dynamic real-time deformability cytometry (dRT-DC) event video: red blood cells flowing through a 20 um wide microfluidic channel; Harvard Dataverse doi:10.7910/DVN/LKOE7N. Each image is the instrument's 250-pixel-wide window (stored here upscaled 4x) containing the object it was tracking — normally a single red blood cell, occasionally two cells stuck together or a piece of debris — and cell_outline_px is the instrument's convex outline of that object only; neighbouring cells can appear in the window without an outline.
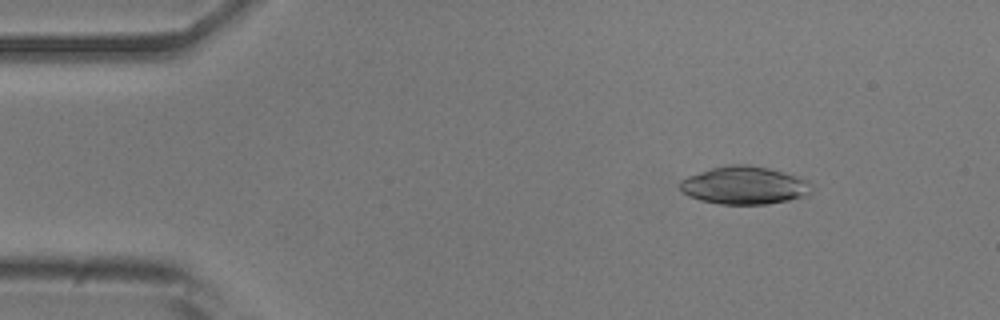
{"species": "common noctule bat (a hibernating species)", "species_latin": "Nyctalus noctula", "temperature_condition": "room temperature", "stored_images_in_passage": 51, "camera_frame_rate_fps": 3000, "um_per_image_px": 0.085, "animal": {"sex": "male", "body_mass_g": 20.5, "forearm_length_mm": 52.5}, "frame": {"image": 1, "passage_image": 7, "time_ms": 2.0, "image_size_px": [1000, 320], "cell_outline_px": [[812, 192], [808, 196], [768, 204], [720, 204], [700, 200], [688, 196], [680, 188], [680, 180], [688, 176], [712, 168], [728, 164], [748, 164], [768, 168], [784, 172], [808, 180], [812, 188]], "centroid_in_image_um": [63.3, 15.76], "position_along_channel_um": 21.7, "area_um2": 29.13}}
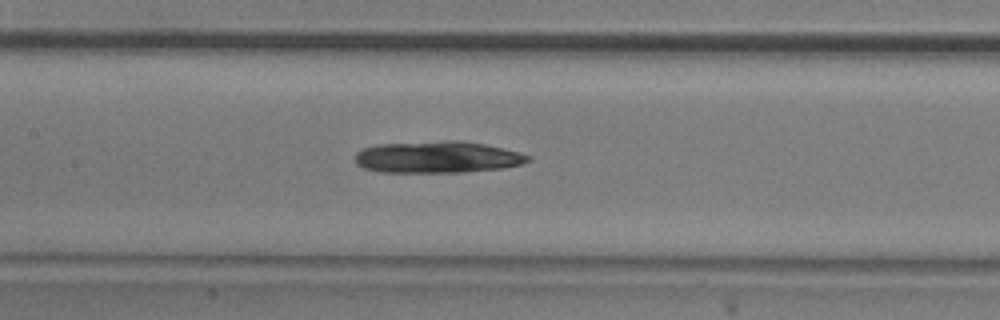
{"frame": {"image": 2, "passage_image": 24, "time_ms": 7.667, "image_size_px": [1000, 320], "cell_outline_px": [[532, 160], [520, 164], [500, 168], [464, 172], [380, 172], [364, 168], [356, 164], [356, 152], [364, 148], [376, 144], [456, 140], [484, 144], [520, 152], [532, 156]], "centroid_in_image_um": [37.18, 13.35], "position_along_channel_um": 170.2, "area_um2": 31.91}}
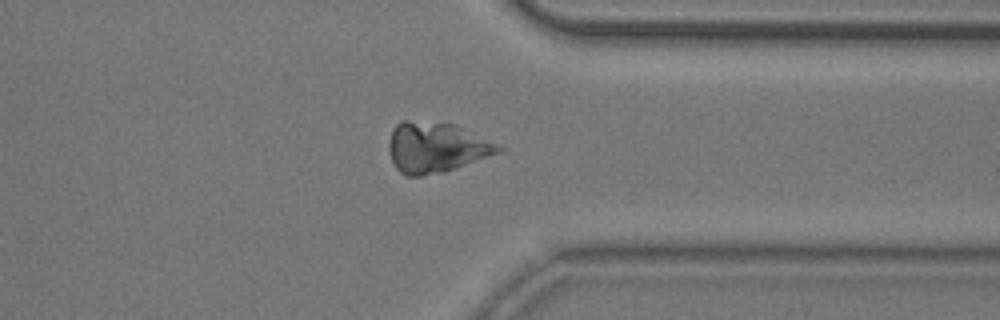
{"frame": {"image": 3, "passage_image": 40, "time_ms": 13.0, "image_size_px": [1000, 320], "cell_outline_px": [[504, 148], [500, 152], [444, 172], [420, 176], [408, 176], [400, 172], [396, 168], [388, 152], [388, 144], [392, 128], [400, 120], [408, 120], [456, 124]], "centroid_in_image_um": [37.01, 12.52], "position_along_channel_um": 374.4, "area_um2": 32.02}}